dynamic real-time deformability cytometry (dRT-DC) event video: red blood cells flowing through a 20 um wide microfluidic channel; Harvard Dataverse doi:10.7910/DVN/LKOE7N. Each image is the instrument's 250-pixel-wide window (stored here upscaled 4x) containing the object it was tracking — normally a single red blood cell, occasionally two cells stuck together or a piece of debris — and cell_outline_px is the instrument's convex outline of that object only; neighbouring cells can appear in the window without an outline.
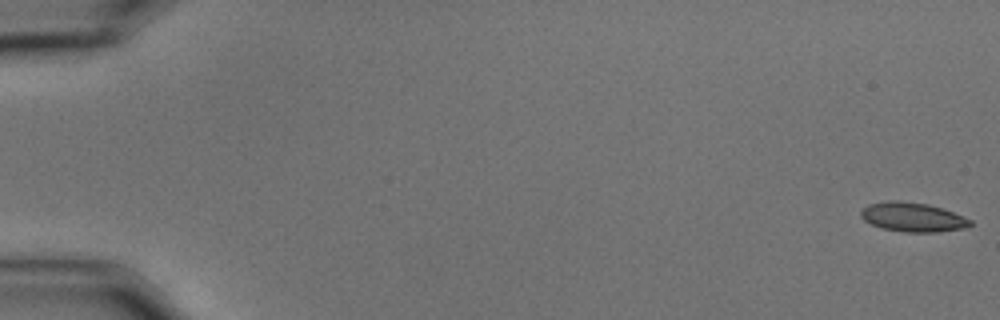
{"species": "common noctule bat (a hibernating species)", "species_latin": "Nyctalus noctula", "temperature_condition": "cold", "stored_images_in_passage": 58, "camera_frame_rate_fps": 3000, "um_per_image_px": 0.085, "animal": {"sex": "male", "body_mass_g": 15.6}, "frame": {"image": 1, "passage_image": 1, "time_ms": 0.0, "image_size_px": [1000, 320], "cell_outline_px": [[972, 224], [968, 228], [940, 232], [904, 232], [880, 228], [864, 220], [860, 216], [860, 212], [868, 204], [888, 200], [900, 200], [928, 204], [964, 216], [972, 220]], "centroid_in_image_um": [77.59, 18.46], "position_along_channel_um": 7.4, "area_um2": 18.84}}
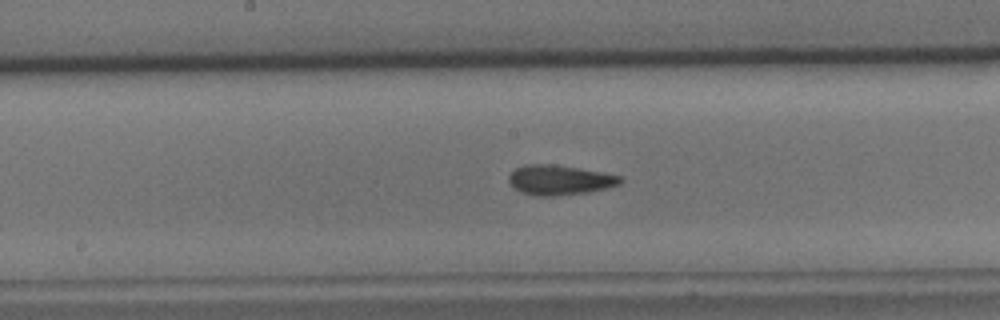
{"frame": {"image": 2, "passage_image": 31, "time_ms": 10.0, "image_size_px": [1000, 320], "cell_outline_px": [[624, 180], [620, 184], [588, 192], [552, 196], [536, 196], [520, 192], [508, 180], [508, 176], [516, 168], [524, 164], [556, 164], [580, 168], [620, 176]], "centroid_in_image_um": [47.55, 15.29], "position_along_channel_um": 200.7, "area_um2": 19.31}}
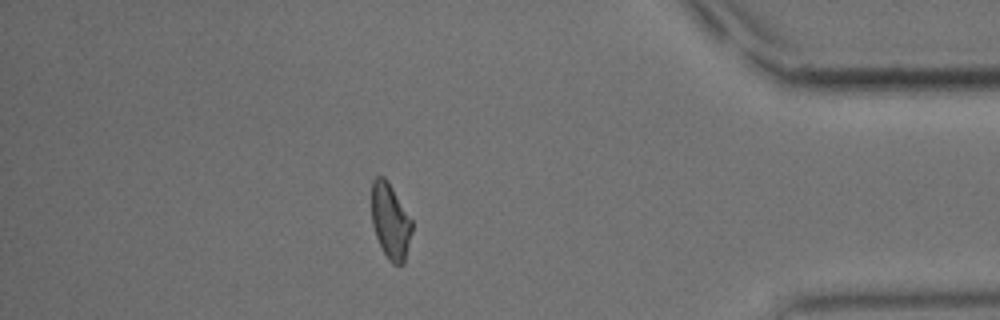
{"frame": {"image": 3, "passage_image": 51, "time_ms": 16.667, "image_size_px": [1000, 320], "cell_outline_px": [[412, 232], [404, 264], [392, 264], [388, 260], [376, 236], [372, 224], [372, 180], [376, 176], [384, 176], [388, 180], [412, 220]], "centroid_in_image_um": [33.19, 18.79], "position_along_channel_um": 402.0, "area_um2": 17.8}, "authors_computed_cell_mechanics": {"area_um2": 18.5538, "velocity_mm_per_s": 3.5238, "shape_relaxation_time_tau1_ms": 7.306, "shape_relaxation_time_tau2_ms": 2.56, "deformation_change_tau1": 0.1675, "deformation_change_tau2": 0.0875}}